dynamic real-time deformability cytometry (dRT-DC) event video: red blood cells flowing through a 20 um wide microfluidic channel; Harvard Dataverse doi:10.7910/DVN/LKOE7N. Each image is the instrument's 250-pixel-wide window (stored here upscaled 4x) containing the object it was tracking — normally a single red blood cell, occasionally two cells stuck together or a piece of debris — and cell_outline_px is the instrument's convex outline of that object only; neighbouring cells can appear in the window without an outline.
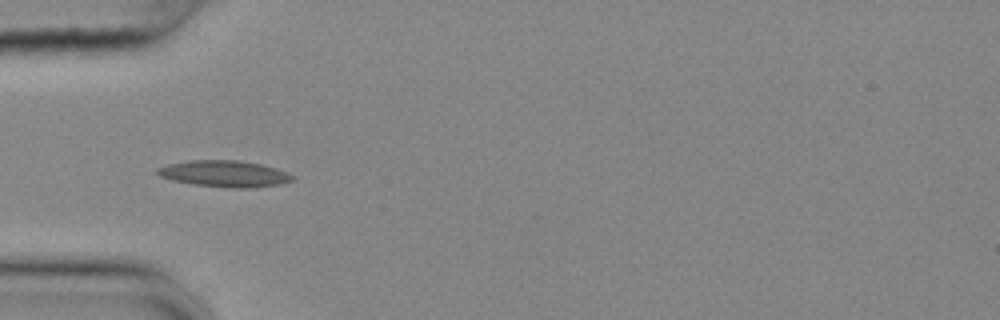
{"species": "common noctule bat (a hibernating species)", "species_latin": "Nyctalus noctula", "temperature_condition": "cold", "stored_images_in_passage": 7, "camera_frame_rate_fps": 3000, "um_per_image_px": 0.085, "animal": {"sex": "female", "body_mass_g": 25.1}, "frame": {"image": 1, "passage_image": 1, "time_ms": 0.0, "image_size_px": [1000, 320], "cell_outline_px": [[292, 180], [280, 184], [252, 188], [232, 188], [192, 184], [172, 180], [160, 176], [156, 172], [156, 168], [168, 164], [188, 160], [236, 160], [260, 164], [276, 168], [288, 172], [292, 176]], "centroid_in_image_um": [19.05, 14.76], "position_along_channel_um": 65.9, "area_um2": 20.75}}
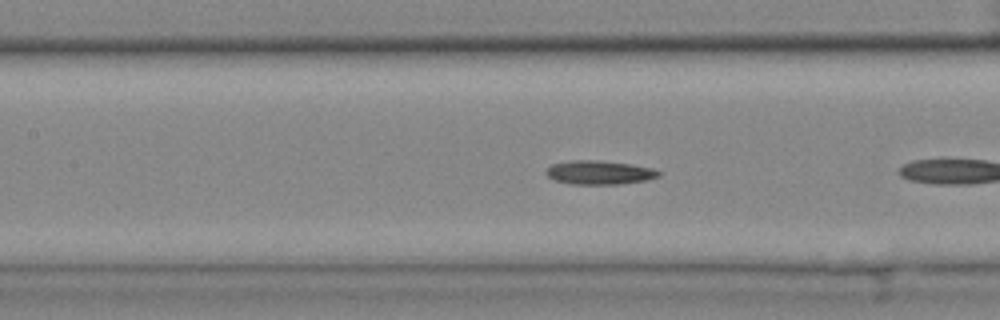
{"frame": {"image": 2, "passage_image": 6, "time_ms": 1.667, "image_size_px": [1000, 320], "cell_outline_px": [[660, 176], [648, 180], [620, 184], [572, 184], [556, 180], [548, 176], [544, 172], [552, 164], [568, 160], [596, 160], [632, 164], [652, 168], [660, 172]], "centroid_in_image_um": [50.95, 14.66], "position_along_channel_um": 156.4, "area_um2": 15.66}}